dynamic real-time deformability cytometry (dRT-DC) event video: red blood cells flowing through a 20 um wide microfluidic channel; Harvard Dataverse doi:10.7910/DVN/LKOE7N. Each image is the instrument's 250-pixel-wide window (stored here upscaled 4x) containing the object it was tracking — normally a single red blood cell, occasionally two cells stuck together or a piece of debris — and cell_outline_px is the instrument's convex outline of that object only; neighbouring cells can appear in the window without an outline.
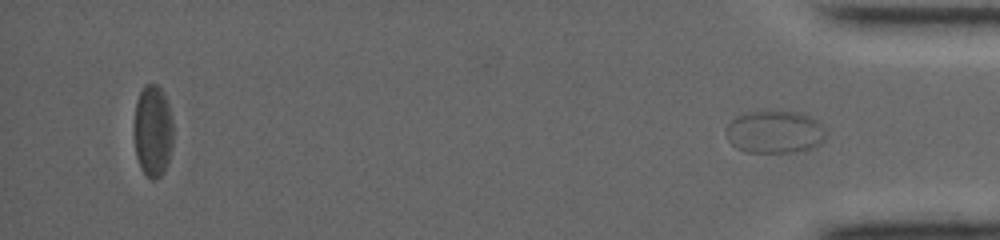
{"species": "common noctule bat (a hibernating species)", "species_latin": "Nyctalus noctula", "temperature_condition": "warm", "stored_images_in_passage": 43, "segment_of_instrument_passage": [2, 2], "camera_frame_rate_fps": 4500, "um_per_image_px": 0.085, "animal": {"sex": "female", "body_mass_g": 19.0, "forearm_length_mm": 53.3}, "frame": {"image": 1, "passage_image": 43, "time_ms": 15.111, "image_size_px": [1000, 240], "cell_outline_px": [[824, 140], [820, 144], [804, 152], [748, 152], [736, 148], [728, 140], [728, 124], [736, 116], [744, 112], [764, 108], [768, 108], [800, 112], [816, 120], [820, 124], [824, 132]], "centroid_in_image_um": [65.85, 11.17], "position_along_channel_um": 369.4, "area_um2": 25.43}}